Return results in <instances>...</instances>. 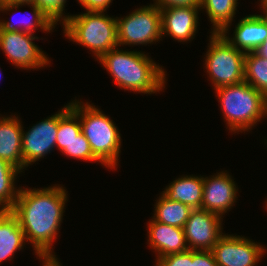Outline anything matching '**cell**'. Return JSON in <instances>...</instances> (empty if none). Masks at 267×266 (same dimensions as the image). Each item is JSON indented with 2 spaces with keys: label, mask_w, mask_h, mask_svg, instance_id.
Returning <instances> with one entry per match:
<instances>
[{
  "label": "cell",
  "mask_w": 267,
  "mask_h": 266,
  "mask_svg": "<svg viewBox=\"0 0 267 266\" xmlns=\"http://www.w3.org/2000/svg\"><path fill=\"white\" fill-rule=\"evenodd\" d=\"M146 229L148 245L156 253V258L188 251L183 228L149 220Z\"/></svg>",
  "instance_id": "cell-15"
},
{
  "label": "cell",
  "mask_w": 267,
  "mask_h": 266,
  "mask_svg": "<svg viewBox=\"0 0 267 266\" xmlns=\"http://www.w3.org/2000/svg\"><path fill=\"white\" fill-rule=\"evenodd\" d=\"M98 60L121 89L151 95L165 88V70L141 51L116 47Z\"/></svg>",
  "instance_id": "cell-2"
},
{
  "label": "cell",
  "mask_w": 267,
  "mask_h": 266,
  "mask_svg": "<svg viewBox=\"0 0 267 266\" xmlns=\"http://www.w3.org/2000/svg\"><path fill=\"white\" fill-rule=\"evenodd\" d=\"M262 14H249L241 18L235 25L232 38L222 35L238 50L256 52L267 37V15Z\"/></svg>",
  "instance_id": "cell-14"
},
{
  "label": "cell",
  "mask_w": 267,
  "mask_h": 266,
  "mask_svg": "<svg viewBox=\"0 0 267 266\" xmlns=\"http://www.w3.org/2000/svg\"><path fill=\"white\" fill-rule=\"evenodd\" d=\"M70 108L79 116L81 132L88 140L93 154L109 169L118 166L121 152V134L111 118L94 104L77 99Z\"/></svg>",
  "instance_id": "cell-4"
},
{
  "label": "cell",
  "mask_w": 267,
  "mask_h": 266,
  "mask_svg": "<svg viewBox=\"0 0 267 266\" xmlns=\"http://www.w3.org/2000/svg\"><path fill=\"white\" fill-rule=\"evenodd\" d=\"M266 247L240 235L223 234L214 245L217 266H256Z\"/></svg>",
  "instance_id": "cell-9"
},
{
  "label": "cell",
  "mask_w": 267,
  "mask_h": 266,
  "mask_svg": "<svg viewBox=\"0 0 267 266\" xmlns=\"http://www.w3.org/2000/svg\"><path fill=\"white\" fill-rule=\"evenodd\" d=\"M205 54V69L214 90L244 81L243 51L234 47L221 33H211Z\"/></svg>",
  "instance_id": "cell-6"
},
{
  "label": "cell",
  "mask_w": 267,
  "mask_h": 266,
  "mask_svg": "<svg viewBox=\"0 0 267 266\" xmlns=\"http://www.w3.org/2000/svg\"><path fill=\"white\" fill-rule=\"evenodd\" d=\"M161 193L170 201H179L192 209H201L203 176H179Z\"/></svg>",
  "instance_id": "cell-18"
},
{
  "label": "cell",
  "mask_w": 267,
  "mask_h": 266,
  "mask_svg": "<svg viewBox=\"0 0 267 266\" xmlns=\"http://www.w3.org/2000/svg\"><path fill=\"white\" fill-rule=\"evenodd\" d=\"M28 5L32 8L31 19H23L19 21L16 25L10 20H0V28L8 31H23L34 34L38 29H41L43 32H52L55 29L56 24L47 17V15L38 8L34 3L29 4H13V3H4L0 7V12H7L13 9H19V6ZM33 16V17H32Z\"/></svg>",
  "instance_id": "cell-19"
},
{
  "label": "cell",
  "mask_w": 267,
  "mask_h": 266,
  "mask_svg": "<svg viewBox=\"0 0 267 266\" xmlns=\"http://www.w3.org/2000/svg\"><path fill=\"white\" fill-rule=\"evenodd\" d=\"M159 9L167 7H200L201 0H153Z\"/></svg>",
  "instance_id": "cell-29"
},
{
  "label": "cell",
  "mask_w": 267,
  "mask_h": 266,
  "mask_svg": "<svg viewBox=\"0 0 267 266\" xmlns=\"http://www.w3.org/2000/svg\"><path fill=\"white\" fill-rule=\"evenodd\" d=\"M87 11L105 12L113 0H77Z\"/></svg>",
  "instance_id": "cell-30"
},
{
  "label": "cell",
  "mask_w": 267,
  "mask_h": 266,
  "mask_svg": "<svg viewBox=\"0 0 267 266\" xmlns=\"http://www.w3.org/2000/svg\"><path fill=\"white\" fill-rule=\"evenodd\" d=\"M244 80L267 98V59L257 52H247L244 58Z\"/></svg>",
  "instance_id": "cell-23"
},
{
  "label": "cell",
  "mask_w": 267,
  "mask_h": 266,
  "mask_svg": "<svg viewBox=\"0 0 267 266\" xmlns=\"http://www.w3.org/2000/svg\"><path fill=\"white\" fill-rule=\"evenodd\" d=\"M67 195L65 187L58 184L41 189L20 187L11 211L18 218L26 242L32 244L35 255H55L52 244L58 237Z\"/></svg>",
  "instance_id": "cell-1"
},
{
  "label": "cell",
  "mask_w": 267,
  "mask_h": 266,
  "mask_svg": "<svg viewBox=\"0 0 267 266\" xmlns=\"http://www.w3.org/2000/svg\"><path fill=\"white\" fill-rule=\"evenodd\" d=\"M32 2L33 0H5V3H13V4H29Z\"/></svg>",
  "instance_id": "cell-33"
},
{
  "label": "cell",
  "mask_w": 267,
  "mask_h": 266,
  "mask_svg": "<svg viewBox=\"0 0 267 266\" xmlns=\"http://www.w3.org/2000/svg\"><path fill=\"white\" fill-rule=\"evenodd\" d=\"M222 216L204 209H193L183 231L189 250L212 251L224 234Z\"/></svg>",
  "instance_id": "cell-10"
},
{
  "label": "cell",
  "mask_w": 267,
  "mask_h": 266,
  "mask_svg": "<svg viewBox=\"0 0 267 266\" xmlns=\"http://www.w3.org/2000/svg\"><path fill=\"white\" fill-rule=\"evenodd\" d=\"M5 3V0H0V7Z\"/></svg>",
  "instance_id": "cell-35"
},
{
  "label": "cell",
  "mask_w": 267,
  "mask_h": 266,
  "mask_svg": "<svg viewBox=\"0 0 267 266\" xmlns=\"http://www.w3.org/2000/svg\"><path fill=\"white\" fill-rule=\"evenodd\" d=\"M261 3V10L263 11V13H266L267 12V0H261L260 1Z\"/></svg>",
  "instance_id": "cell-34"
},
{
  "label": "cell",
  "mask_w": 267,
  "mask_h": 266,
  "mask_svg": "<svg viewBox=\"0 0 267 266\" xmlns=\"http://www.w3.org/2000/svg\"><path fill=\"white\" fill-rule=\"evenodd\" d=\"M58 111V132L56 137V148L62 151L80 133L81 122L79 116L70 108V103Z\"/></svg>",
  "instance_id": "cell-24"
},
{
  "label": "cell",
  "mask_w": 267,
  "mask_h": 266,
  "mask_svg": "<svg viewBox=\"0 0 267 266\" xmlns=\"http://www.w3.org/2000/svg\"><path fill=\"white\" fill-rule=\"evenodd\" d=\"M39 260H42V266H62L56 255H37Z\"/></svg>",
  "instance_id": "cell-31"
},
{
  "label": "cell",
  "mask_w": 267,
  "mask_h": 266,
  "mask_svg": "<svg viewBox=\"0 0 267 266\" xmlns=\"http://www.w3.org/2000/svg\"><path fill=\"white\" fill-rule=\"evenodd\" d=\"M61 152L70 158L99 162L106 168V166L93 154L90 144L82 132L68 146H65Z\"/></svg>",
  "instance_id": "cell-25"
},
{
  "label": "cell",
  "mask_w": 267,
  "mask_h": 266,
  "mask_svg": "<svg viewBox=\"0 0 267 266\" xmlns=\"http://www.w3.org/2000/svg\"><path fill=\"white\" fill-rule=\"evenodd\" d=\"M66 1L67 0H33L32 3L40 8L55 24H58V22L62 24L68 17V15L64 14Z\"/></svg>",
  "instance_id": "cell-26"
},
{
  "label": "cell",
  "mask_w": 267,
  "mask_h": 266,
  "mask_svg": "<svg viewBox=\"0 0 267 266\" xmlns=\"http://www.w3.org/2000/svg\"><path fill=\"white\" fill-rule=\"evenodd\" d=\"M19 220L11 210H0V264L13 260L17 250L26 245Z\"/></svg>",
  "instance_id": "cell-17"
},
{
  "label": "cell",
  "mask_w": 267,
  "mask_h": 266,
  "mask_svg": "<svg viewBox=\"0 0 267 266\" xmlns=\"http://www.w3.org/2000/svg\"><path fill=\"white\" fill-rule=\"evenodd\" d=\"M231 133L249 131L267 116V98L245 80L215 89Z\"/></svg>",
  "instance_id": "cell-3"
},
{
  "label": "cell",
  "mask_w": 267,
  "mask_h": 266,
  "mask_svg": "<svg viewBox=\"0 0 267 266\" xmlns=\"http://www.w3.org/2000/svg\"><path fill=\"white\" fill-rule=\"evenodd\" d=\"M39 37L23 31H8L0 28V49L17 68L39 69L50 65L46 53L35 45Z\"/></svg>",
  "instance_id": "cell-8"
},
{
  "label": "cell",
  "mask_w": 267,
  "mask_h": 266,
  "mask_svg": "<svg viewBox=\"0 0 267 266\" xmlns=\"http://www.w3.org/2000/svg\"><path fill=\"white\" fill-rule=\"evenodd\" d=\"M22 171L6 160L0 159V210H12L20 187H15L17 175Z\"/></svg>",
  "instance_id": "cell-22"
},
{
  "label": "cell",
  "mask_w": 267,
  "mask_h": 266,
  "mask_svg": "<svg viewBox=\"0 0 267 266\" xmlns=\"http://www.w3.org/2000/svg\"><path fill=\"white\" fill-rule=\"evenodd\" d=\"M21 123L18 115H0V159L23 171Z\"/></svg>",
  "instance_id": "cell-16"
},
{
  "label": "cell",
  "mask_w": 267,
  "mask_h": 266,
  "mask_svg": "<svg viewBox=\"0 0 267 266\" xmlns=\"http://www.w3.org/2000/svg\"><path fill=\"white\" fill-rule=\"evenodd\" d=\"M259 55H261L263 58L267 59V37L265 38V41L263 44L259 47V49L256 51Z\"/></svg>",
  "instance_id": "cell-32"
},
{
  "label": "cell",
  "mask_w": 267,
  "mask_h": 266,
  "mask_svg": "<svg viewBox=\"0 0 267 266\" xmlns=\"http://www.w3.org/2000/svg\"><path fill=\"white\" fill-rule=\"evenodd\" d=\"M238 0H201L200 9L208 15L213 28L210 33L227 34L235 18Z\"/></svg>",
  "instance_id": "cell-20"
},
{
  "label": "cell",
  "mask_w": 267,
  "mask_h": 266,
  "mask_svg": "<svg viewBox=\"0 0 267 266\" xmlns=\"http://www.w3.org/2000/svg\"><path fill=\"white\" fill-rule=\"evenodd\" d=\"M192 266H217L213 252L192 250Z\"/></svg>",
  "instance_id": "cell-28"
},
{
  "label": "cell",
  "mask_w": 267,
  "mask_h": 266,
  "mask_svg": "<svg viewBox=\"0 0 267 266\" xmlns=\"http://www.w3.org/2000/svg\"><path fill=\"white\" fill-rule=\"evenodd\" d=\"M200 10V7H167L160 9L162 36H171L178 42L192 41L199 24L198 14Z\"/></svg>",
  "instance_id": "cell-13"
},
{
  "label": "cell",
  "mask_w": 267,
  "mask_h": 266,
  "mask_svg": "<svg viewBox=\"0 0 267 266\" xmlns=\"http://www.w3.org/2000/svg\"><path fill=\"white\" fill-rule=\"evenodd\" d=\"M116 20L119 47L147 46L162 39L161 12L155 4L141 6L123 18L116 17Z\"/></svg>",
  "instance_id": "cell-7"
},
{
  "label": "cell",
  "mask_w": 267,
  "mask_h": 266,
  "mask_svg": "<svg viewBox=\"0 0 267 266\" xmlns=\"http://www.w3.org/2000/svg\"><path fill=\"white\" fill-rule=\"evenodd\" d=\"M62 25L64 35L70 41L90 49L96 60L119 47L117 20L104 12L86 11L68 15Z\"/></svg>",
  "instance_id": "cell-5"
},
{
  "label": "cell",
  "mask_w": 267,
  "mask_h": 266,
  "mask_svg": "<svg viewBox=\"0 0 267 266\" xmlns=\"http://www.w3.org/2000/svg\"><path fill=\"white\" fill-rule=\"evenodd\" d=\"M155 266H192V250L155 259Z\"/></svg>",
  "instance_id": "cell-27"
},
{
  "label": "cell",
  "mask_w": 267,
  "mask_h": 266,
  "mask_svg": "<svg viewBox=\"0 0 267 266\" xmlns=\"http://www.w3.org/2000/svg\"><path fill=\"white\" fill-rule=\"evenodd\" d=\"M153 219L163 224L183 228L191 211L190 206L179 201H170L162 193L155 200Z\"/></svg>",
  "instance_id": "cell-21"
},
{
  "label": "cell",
  "mask_w": 267,
  "mask_h": 266,
  "mask_svg": "<svg viewBox=\"0 0 267 266\" xmlns=\"http://www.w3.org/2000/svg\"><path fill=\"white\" fill-rule=\"evenodd\" d=\"M22 131L23 171L56 147L58 112Z\"/></svg>",
  "instance_id": "cell-11"
},
{
  "label": "cell",
  "mask_w": 267,
  "mask_h": 266,
  "mask_svg": "<svg viewBox=\"0 0 267 266\" xmlns=\"http://www.w3.org/2000/svg\"><path fill=\"white\" fill-rule=\"evenodd\" d=\"M216 173L211 177H203L201 209L224 217L238 198V186L227 171Z\"/></svg>",
  "instance_id": "cell-12"
}]
</instances>
